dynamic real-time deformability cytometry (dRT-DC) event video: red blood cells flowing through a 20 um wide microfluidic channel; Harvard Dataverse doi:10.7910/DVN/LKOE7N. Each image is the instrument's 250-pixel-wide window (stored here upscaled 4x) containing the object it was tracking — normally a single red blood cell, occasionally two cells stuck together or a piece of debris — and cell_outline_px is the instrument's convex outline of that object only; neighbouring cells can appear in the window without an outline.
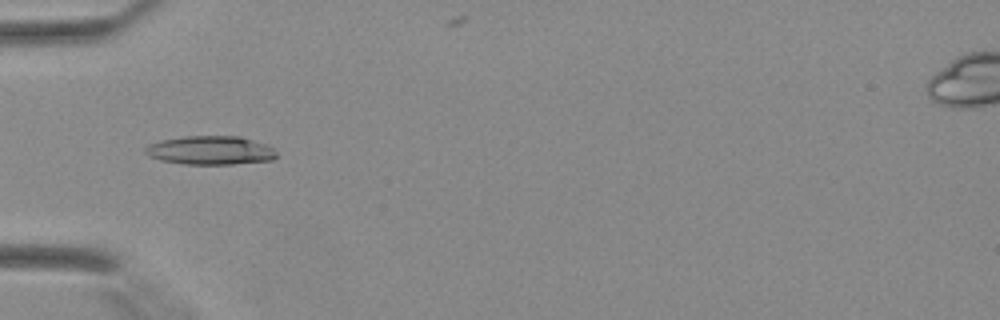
{"species": "Egyptian fruit bat (a non-hibernating species)", "species_latin": "Rousettus aegyptiacus", "temperature_condition": "warm", "stored_images_in_passage": 30, "camera_frame_rate_fps": 3000, "um_per_image_px": 0.085, "animal": {"sex": "female"}, "frame": {"image": 1, "passage_image": 8, "time_ms": 2.333, "image_size_px": [1000, 320], "cell_outline_px": [[276, 156], [272, 160], [232, 164], [184, 164], [164, 160], [152, 156], [144, 152], [144, 148], [148, 144], [160, 140], [184, 136], [240, 136], [264, 144], [272, 148], [276, 152]], "centroid_in_image_um": [17.88, 12.77], "position_along_channel_um": 67.1, "area_um2": 21.73}}
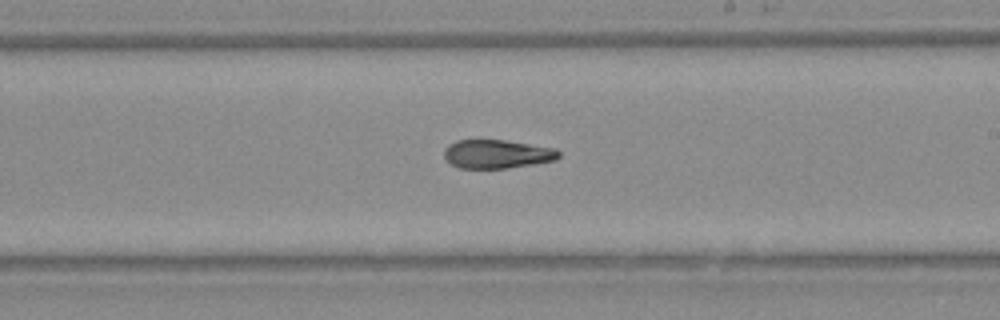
{"frame": {"image": 2, "passage_image": 19, "time_ms": 6.0, "image_size_px": [1000, 320], "cell_outline_px": [[560, 156], [556, 160], [532, 164], [504, 168], [460, 168], [444, 160], [444, 148], [448, 144], [456, 140], [504, 140], [556, 148], [560, 152]], "centroid_in_image_um": [42.22, 13.08], "position_along_channel_um": 246.8, "area_um2": 19.19}}
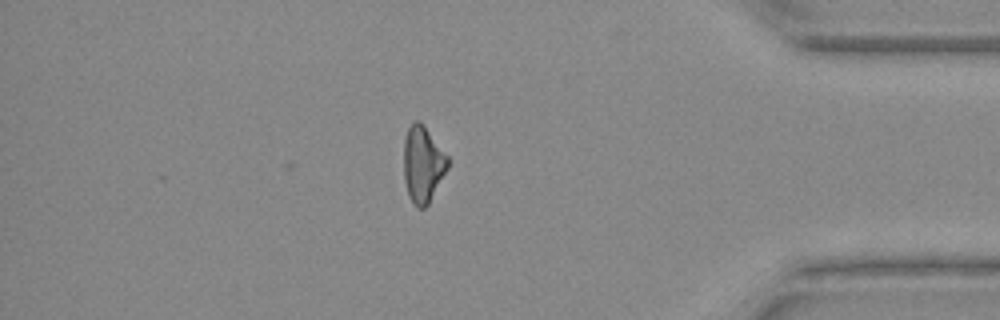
{"frame": {"image": 3, "passage_image": 30, "time_ms": 9.667, "image_size_px": [1000, 320], "cell_outline_px": [[448, 168], [428, 204], [424, 208], [416, 208], [408, 196], [404, 180], [404, 140], [408, 128], [416, 120], [420, 120], [448, 156]], "centroid_in_image_um": [35.93, 13.98], "position_along_channel_um": 399.3, "area_um2": 19.54}}